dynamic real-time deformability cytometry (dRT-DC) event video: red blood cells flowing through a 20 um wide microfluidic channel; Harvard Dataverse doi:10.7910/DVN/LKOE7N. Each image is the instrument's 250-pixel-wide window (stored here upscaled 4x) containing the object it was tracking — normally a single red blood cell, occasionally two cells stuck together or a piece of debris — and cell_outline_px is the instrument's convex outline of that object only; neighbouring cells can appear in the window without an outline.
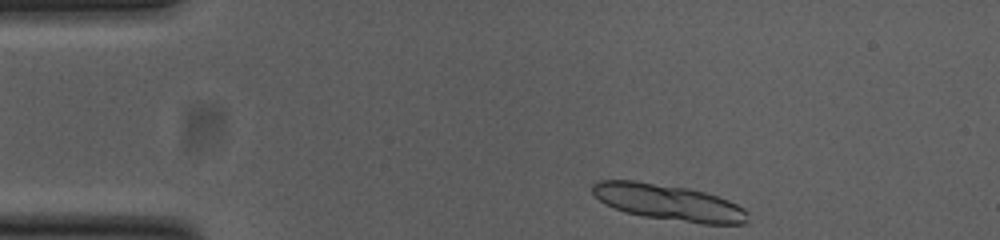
{"species": "common noctule bat (a hibernating species)", "species_latin": "Nyctalus noctula", "temperature_condition": "cold", "stored_images_in_passage": 38, "segment_of_instrument_passage": [1, 2], "camera_frame_rate_fps": 3000, "um_per_image_px": 0.085, "animal": {"sex": "female", "body_mass_g": 23.0, "forearm_length_mm": 53.4}, "frame": {"image": 1, "passage_image": 1, "time_ms": 0.0, "image_size_px": [1000, 240], "cell_outline_px": [[748, 220], [744, 224], [700, 224], [644, 216], [624, 212], [604, 204], [592, 192], [592, 184], [600, 180], [632, 180], [688, 188], [704, 192], [728, 200], [744, 208], [748, 212]], "centroid_in_image_um": [56.83, 17.21], "position_along_channel_um": 28.2, "area_um2": 32.6}}